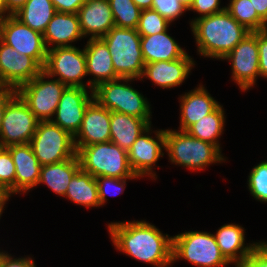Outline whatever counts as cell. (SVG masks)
<instances>
[{"instance_id":"1","label":"cell","mask_w":267,"mask_h":267,"mask_svg":"<svg viewBox=\"0 0 267 267\" xmlns=\"http://www.w3.org/2000/svg\"><path fill=\"white\" fill-rule=\"evenodd\" d=\"M117 250L138 261L167 267L172 262V237L146 221L111 222L108 225Z\"/></svg>"},{"instance_id":"2","label":"cell","mask_w":267,"mask_h":267,"mask_svg":"<svg viewBox=\"0 0 267 267\" xmlns=\"http://www.w3.org/2000/svg\"><path fill=\"white\" fill-rule=\"evenodd\" d=\"M190 24L199 54L221 60L250 33L226 9L197 17Z\"/></svg>"},{"instance_id":"3","label":"cell","mask_w":267,"mask_h":267,"mask_svg":"<svg viewBox=\"0 0 267 267\" xmlns=\"http://www.w3.org/2000/svg\"><path fill=\"white\" fill-rule=\"evenodd\" d=\"M101 39L109 49L115 73L120 78L140 79L145 61L138 31L134 28L114 26Z\"/></svg>"},{"instance_id":"4","label":"cell","mask_w":267,"mask_h":267,"mask_svg":"<svg viewBox=\"0 0 267 267\" xmlns=\"http://www.w3.org/2000/svg\"><path fill=\"white\" fill-rule=\"evenodd\" d=\"M172 163L202 170L211 163L225 161L217 146L194 138L187 131L165 130V148Z\"/></svg>"},{"instance_id":"5","label":"cell","mask_w":267,"mask_h":267,"mask_svg":"<svg viewBox=\"0 0 267 267\" xmlns=\"http://www.w3.org/2000/svg\"><path fill=\"white\" fill-rule=\"evenodd\" d=\"M76 155L80 168L95 178H139L129 165L127 151L111 141L80 147Z\"/></svg>"},{"instance_id":"6","label":"cell","mask_w":267,"mask_h":267,"mask_svg":"<svg viewBox=\"0 0 267 267\" xmlns=\"http://www.w3.org/2000/svg\"><path fill=\"white\" fill-rule=\"evenodd\" d=\"M131 80L134 78H118L99 84L93 89L94 99L111 112L136 116L145 119L151 125L149 102L127 84ZM121 81L126 82L127 85Z\"/></svg>"},{"instance_id":"7","label":"cell","mask_w":267,"mask_h":267,"mask_svg":"<svg viewBox=\"0 0 267 267\" xmlns=\"http://www.w3.org/2000/svg\"><path fill=\"white\" fill-rule=\"evenodd\" d=\"M180 258L199 267H225L230 264L222 255L214 234L199 231L172 237V262Z\"/></svg>"},{"instance_id":"8","label":"cell","mask_w":267,"mask_h":267,"mask_svg":"<svg viewBox=\"0 0 267 267\" xmlns=\"http://www.w3.org/2000/svg\"><path fill=\"white\" fill-rule=\"evenodd\" d=\"M41 166L76 156L74 137L51 120L39 121L30 143Z\"/></svg>"},{"instance_id":"9","label":"cell","mask_w":267,"mask_h":267,"mask_svg":"<svg viewBox=\"0 0 267 267\" xmlns=\"http://www.w3.org/2000/svg\"><path fill=\"white\" fill-rule=\"evenodd\" d=\"M44 78L49 76L42 70L30 82L16 90L39 121L52 120L61 95L67 87L57 79L45 81Z\"/></svg>"},{"instance_id":"10","label":"cell","mask_w":267,"mask_h":267,"mask_svg":"<svg viewBox=\"0 0 267 267\" xmlns=\"http://www.w3.org/2000/svg\"><path fill=\"white\" fill-rule=\"evenodd\" d=\"M43 71L66 86L87 88L82 79L87 76L84 49L75 46L52 47L47 51Z\"/></svg>"},{"instance_id":"11","label":"cell","mask_w":267,"mask_h":267,"mask_svg":"<svg viewBox=\"0 0 267 267\" xmlns=\"http://www.w3.org/2000/svg\"><path fill=\"white\" fill-rule=\"evenodd\" d=\"M39 120L17 94L6 106L0 130V147L30 143Z\"/></svg>"},{"instance_id":"12","label":"cell","mask_w":267,"mask_h":267,"mask_svg":"<svg viewBox=\"0 0 267 267\" xmlns=\"http://www.w3.org/2000/svg\"><path fill=\"white\" fill-rule=\"evenodd\" d=\"M0 40L20 54L34 58L44 67L48 50L43 34L31 29L14 15H3L1 18Z\"/></svg>"},{"instance_id":"13","label":"cell","mask_w":267,"mask_h":267,"mask_svg":"<svg viewBox=\"0 0 267 267\" xmlns=\"http://www.w3.org/2000/svg\"><path fill=\"white\" fill-rule=\"evenodd\" d=\"M232 61V79L241 90L255 85L259 74L258 31L250 32L223 58Z\"/></svg>"},{"instance_id":"14","label":"cell","mask_w":267,"mask_h":267,"mask_svg":"<svg viewBox=\"0 0 267 267\" xmlns=\"http://www.w3.org/2000/svg\"><path fill=\"white\" fill-rule=\"evenodd\" d=\"M43 67L0 40V88L17 90L35 78Z\"/></svg>"},{"instance_id":"15","label":"cell","mask_w":267,"mask_h":267,"mask_svg":"<svg viewBox=\"0 0 267 267\" xmlns=\"http://www.w3.org/2000/svg\"><path fill=\"white\" fill-rule=\"evenodd\" d=\"M93 100V91L89 96L87 88L67 86L54 114L56 117L51 121L74 137L82 125L87 106Z\"/></svg>"},{"instance_id":"16","label":"cell","mask_w":267,"mask_h":267,"mask_svg":"<svg viewBox=\"0 0 267 267\" xmlns=\"http://www.w3.org/2000/svg\"><path fill=\"white\" fill-rule=\"evenodd\" d=\"M151 125L136 139L128 150L129 165L138 177L151 175L153 165L156 164L160 156H163L162 148H165V130L155 132L156 138L149 136ZM146 133V134H145Z\"/></svg>"},{"instance_id":"17","label":"cell","mask_w":267,"mask_h":267,"mask_svg":"<svg viewBox=\"0 0 267 267\" xmlns=\"http://www.w3.org/2000/svg\"><path fill=\"white\" fill-rule=\"evenodd\" d=\"M110 120L111 111L101 106L94 99L87 106L82 120V125L77 134L74 136L76 151L83 146L109 142L111 138Z\"/></svg>"},{"instance_id":"18","label":"cell","mask_w":267,"mask_h":267,"mask_svg":"<svg viewBox=\"0 0 267 267\" xmlns=\"http://www.w3.org/2000/svg\"><path fill=\"white\" fill-rule=\"evenodd\" d=\"M77 14L82 35L91 34V39L104 37L115 26L108 0H85Z\"/></svg>"},{"instance_id":"19","label":"cell","mask_w":267,"mask_h":267,"mask_svg":"<svg viewBox=\"0 0 267 267\" xmlns=\"http://www.w3.org/2000/svg\"><path fill=\"white\" fill-rule=\"evenodd\" d=\"M86 56L87 75L94 79L88 81V86L93 91L99 84L120 78L114 71L111 54L106 43L101 39L87 41L84 48Z\"/></svg>"},{"instance_id":"20","label":"cell","mask_w":267,"mask_h":267,"mask_svg":"<svg viewBox=\"0 0 267 267\" xmlns=\"http://www.w3.org/2000/svg\"><path fill=\"white\" fill-rule=\"evenodd\" d=\"M15 164V193L26 192L38 185L41 165L31 145L19 144L5 147Z\"/></svg>"},{"instance_id":"21","label":"cell","mask_w":267,"mask_h":267,"mask_svg":"<svg viewBox=\"0 0 267 267\" xmlns=\"http://www.w3.org/2000/svg\"><path fill=\"white\" fill-rule=\"evenodd\" d=\"M195 65L192 58L186 54L183 58L174 61H157L146 63L143 77H147L162 88H173L183 83Z\"/></svg>"},{"instance_id":"22","label":"cell","mask_w":267,"mask_h":267,"mask_svg":"<svg viewBox=\"0 0 267 267\" xmlns=\"http://www.w3.org/2000/svg\"><path fill=\"white\" fill-rule=\"evenodd\" d=\"M180 130L186 131L194 123L214 112L220 104L210 96L203 85L181 96Z\"/></svg>"},{"instance_id":"23","label":"cell","mask_w":267,"mask_h":267,"mask_svg":"<svg viewBox=\"0 0 267 267\" xmlns=\"http://www.w3.org/2000/svg\"><path fill=\"white\" fill-rule=\"evenodd\" d=\"M82 37L79 17L74 13L56 12L43 33L47 50L50 49L47 44H56L55 47L72 46L70 43Z\"/></svg>"},{"instance_id":"24","label":"cell","mask_w":267,"mask_h":267,"mask_svg":"<svg viewBox=\"0 0 267 267\" xmlns=\"http://www.w3.org/2000/svg\"><path fill=\"white\" fill-rule=\"evenodd\" d=\"M244 235V228L236 224L223 225L214 235L222 255L230 264L241 263L258 244L245 246Z\"/></svg>"},{"instance_id":"25","label":"cell","mask_w":267,"mask_h":267,"mask_svg":"<svg viewBox=\"0 0 267 267\" xmlns=\"http://www.w3.org/2000/svg\"><path fill=\"white\" fill-rule=\"evenodd\" d=\"M140 45L145 64L157 61H174L187 54L167 34V30L150 36H141Z\"/></svg>"},{"instance_id":"26","label":"cell","mask_w":267,"mask_h":267,"mask_svg":"<svg viewBox=\"0 0 267 267\" xmlns=\"http://www.w3.org/2000/svg\"><path fill=\"white\" fill-rule=\"evenodd\" d=\"M110 141L128 152L136 139L150 126L145 120L132 115L111 112Z\"/></svg>"},{"instance_id":"27","label":"cell","mask_w":267,"mask_h":267,"mask_svg":"<svg viewBox=\"0 0 267 267\" xmlns=\"http://www.w3.org/2000/svg\"><path fill=\"white\" fill-rule=\"evenodd\" d=\"M79 169L80 162L77 155L62 162L43 165L38 184H47L53 192L64 197L68 184Z\"/></svg>"},{"instance_id":"28","label":"cell","mask_w":267,"mask_h":267,"mask_svg":"<svg viewBox=\"0 0 267 267\" xmlns=\"http://www.w3.org/2000/svg\"><path fill=\"white\" fill-rule=\"evenodd\" d=\"M64 197L85 207L101 206L95 177L81 168L73 175Z\"/></svg>"},{"instance_id":"29","label":"cell","mask_w":267,"mask_h":267,"mask_svg":"<svg viewBox=\"0 0 267 267\" xmlns=\"http://www.w3.org/2000/svg\"><path fill=\"white\" fill-rule=\"evenodd\" d=\"M56 12L51 0H27L13 15L31 29L43 34Z\"/></svg>"},{"instance_id":"30","label":"cell","mask_w":267,"mask_h":267,"mask_svg":"<svg viewBox=\"0 0 267 267\" xmlns=\"http://www.w3.org/2000/svg\"><path fill=\"white\" fill-rule=\"evenodd\" d=\"M224 110L220 105L214 112L194 123L186 131L194 138L211 143L220 149L217 141L224 128Z\"/></svg>"},{"instance_id":"31","label":"cell","mask_w":267,"mask_h":267,"mask_svg":"<svg viewBox=\"0 0 267 267\" xmlns=\"http://www.w3.org/2000/svg\"><path fill=\"white\" fill-rule=\"evenodd\" d=\"M226 10L250 32L267 29V23L257 14L250 0H230Z\"/></svg>"},{"instance_id":"32","label":"cell","mask_w":267,"mask_h":267,"mask_svg":"<svg viewBox=\"0 0 267 267\" xmlns=\"http://www.w3.org/2000/svg\"><path fill=\"white\" fill-rule=\"evenodd\" d=\"M117 27L137 28L141 9L133 0H108Z\"/></svg>"},{"instance_id":"33","label":"cell","mask_w":267,"mask_h":267,"mask_svg":"<svg viewBox=\"0 0 267 267\" xmlns=\"http://www.w3.org/2000/svg\"><path fill=\"white\" fill-rule=\"evenodd\" d=\"M170 22L154 9L141 10L136 30L140 36H150L168 30Z\"/></svg>"},{"instance_id":"34","label":"cell","mask_w":267,"mask_h":267,"mask_svg":"<svg viewBox=\"0 0 267 267\" xmlns=\"http://www.w3.org/2000/svg\"><path fill=\"white\" fill-rule=\"evenodd\" d=\"M251 195L260 202H267V161L255 166L248 176Z\"/></svg>"},{"instance_id":"35","label":"cell","mask_w":267,"mask_h":267,"mask_svg":"<svg viewBox=\"0 0 267 267\" xmlns=\"http://www.w3.org/2000/svg\"><path fill=\"white\" fill-rule=\"evenodd\" d=\"M15 164L10 152L5 147H0V184L10 193H15Z\"/></svg>"},{"instance_id":"36","label":"cell","mask_w":267,"mask_h":267,"mask_svg":"<svg viewBox=\"0 0 267 267\" xmlns=\"http://www.w3.org/2000/svg\"><path fill=\"white\" fill-rule=\"evenodd\" d=\"M151 9L170 23L188 10L179 0H153Z\"/></svg>"},{"instance_id":"37","label":"cell","mask_w":267,"mask_h":267,"mask_svg":"<svg viewBox=\"0 0 267 267\" xmlns=\"http://www.w3.org/2000/svg\"><path fill=\"white\" fill-rule=\"evenodd\" d=\"M96 179L97 187H98V196L101 206L104 205L106 202V196L114 195V194H122L124 191V186L127 179H135V178H114V177H107V176H99ZM112 186L116 189L117 193L110 192ZM110 192V193H109Z\"/></svg>"},{"instance_id":"38","label":"cell","mask_w":267,"mask_h":267,"mask_svg":"<svg viewBox=\"0 0 267 267\" xmlns=\"http://www.w3.org/2000/svg\"><path fill=\"white\" fill-rule=\"evenodd\" d=\"M239 264L240 267H267V243L258 242L251 253Z\"/></svg>"},{"instance_id":"39","label":"cell","mask_w":267,"mask_h":267,"mask_svg":"<svg viewBox=\"0 0 267 267\" xmlns=\"http://www.w3.org/2000/svg\"><path fill=\"white\" fill-rule=\"evenodd\" d=\"M220 0H194L189 10L198 12L201 16H209L223 11L226 7L219 8Z\"/></svg>"},{"instance_id":"40","label":"cell","mask_w":267,"mask_h":267,"mask_svg":"<svg viewBox=\"0 0 267 267\" xmlns=\"http://www.w3.org/2000/svg\"><path fill=\"white\" fill-rule=\"evenodd\" d=\"M259 74L267 78V29L258 31Z\"/></svg>"},{"instance_id":"41","label":"cell","mask_w":267,"mask_h":267,"mask_svg":"<svg viewBox=\"0 0 267 267\" xmlns=\"http://www.w3.org/2000/svg\"><path fill=\"white\" fill-rule=\"evenodd\" d=\"M0 267H36L31 258L13 259L9 254L0 252Z\"/></svg>"},{"instance_id":"42","label":"cell","mask_w":267,"mask_h":267,"mask_svg":"<svg viewBox=\"0 0 267 267\" xmlns=\"http://www.w3.org/2000/svg\"><path fill=\"white\" fill-rule=\"evenodd\" d=\"M57 12L77 14L85 0H51Z\"/></svg>"},{"instance_id":"43","label":"cell","mask_w":267,"mask_h":267,"mask_svg":"<svg viewBox=\"0 0 267 267\" xmlns=\"http://www.w3.org/2000/svg\"><path fill=\"white\" fill-rule=\"evenodd\" d=\"M17 95V91L11 88H0V130L7 104Z\"/></svg>"},{"instance_id":"44","label":"cell","mask_w":267,"mask_h":267,"mask_svg":"<svg viewBox=\"0 0 267 267\" xmlns=\"http://www.w3.org/2000/svg\"><path fill=\"white\" fill-rule=\"evenodd\" d=\"M27 0H0V9L3 15H13Z\"/></svg>"},{"instance_id":"45","label":"cell","mask_w":267,"mask_h":267,"mask_svg":"<svg viewBox=\"0 0 267 267\" xmlns=\"http://www.w3.org/2000/svg\"><path fill=\"white\" fill-rule=\"evenodd\" d=\"M257 14L267 23V0H250Z\"/></svg>"},{"instance_id":"46","label":"cell","mask_w":267,"mask_h":267,"mask_svg":"<svg viewBox=\"0 0 267 267\" xmlns=\"http://www.w3.org/2000/svg\"><path fill=\"white\" fill-rule=\"evenodd\" d=\"M11 196V193L0 184V217L3 212L4 204L6 201H8L9 197Z\"/></svg>"},{"instance_id":"47","label":"cell","mask_w":267,"mask_h":267,"mask_svg":"<svg viewBox=\"0 0 267 267\" xmlns=\"http://www.w3.org/2000/svg\"><path fill=\"white\" fill-rule=\"evenodd\" d=\"M133 2L141 9H151L153 0H133Z\"/></svg>"},{"instance_id":"48","label":"cell","mask_w":267,"mask_h":267,"mask_svg":"<svg viewBox=\"0 0 267 267\" xmlns=\"http://www.w3.org/2000/svg\"><path fill=\"white\" fill-rule=\"evenodd\" d=\"M194 0H179L188 10L191 7Z\"/></svg>"},{"instance_id":"49","label":"cell","mask_w":267,"mask_h":267,"mask_svg":"<svg viewBox=\"0 0 267 267\" xmlns=\"http://www.w3.org/2000/svg\"><path fill=\"white\" fill-rule=\"evenodd\" d=\"M2 17H3V14H2L1 9H0V20Z\"/></svg>"}]
</instances>
